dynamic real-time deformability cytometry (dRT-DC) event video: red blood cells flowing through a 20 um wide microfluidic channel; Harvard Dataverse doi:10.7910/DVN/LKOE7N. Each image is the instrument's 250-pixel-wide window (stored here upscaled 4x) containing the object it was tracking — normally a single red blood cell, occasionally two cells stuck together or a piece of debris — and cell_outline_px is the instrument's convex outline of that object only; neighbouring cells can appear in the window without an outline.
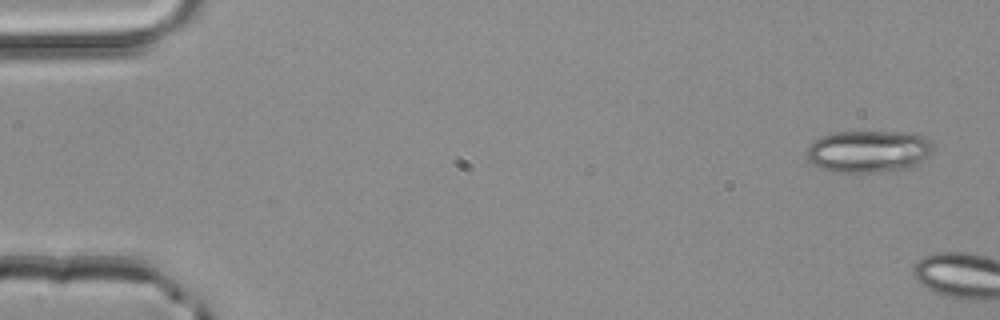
{"species": "common noctule bat (a hibernating species)", "species_latin": "Nyctalus noctula", "temperature_condition": "room temperature", "stored_images_in_passage": 2, "camera_frame_rate_fps": 3000, "um_per_image_px": 0.085, "animal": {"sex": "male", "body_mass_g": 20.4}, "frame": {"image": 1, "passage_image": 1, "time_ms": 0.0, "image_size_px": [1000, 320], "cell_outline_px": [[932, 152], [912, 168], [876, 172], [832, 172], [808, 160], [808, 144], [812, 140], [820, 136], [836, 132], [916, 132], [924, 136], [932, 144]], "centroid_in_image_um": [73.84, 12.85], "position_along_channel_um": 11.2, "area_um2": 31.1}}